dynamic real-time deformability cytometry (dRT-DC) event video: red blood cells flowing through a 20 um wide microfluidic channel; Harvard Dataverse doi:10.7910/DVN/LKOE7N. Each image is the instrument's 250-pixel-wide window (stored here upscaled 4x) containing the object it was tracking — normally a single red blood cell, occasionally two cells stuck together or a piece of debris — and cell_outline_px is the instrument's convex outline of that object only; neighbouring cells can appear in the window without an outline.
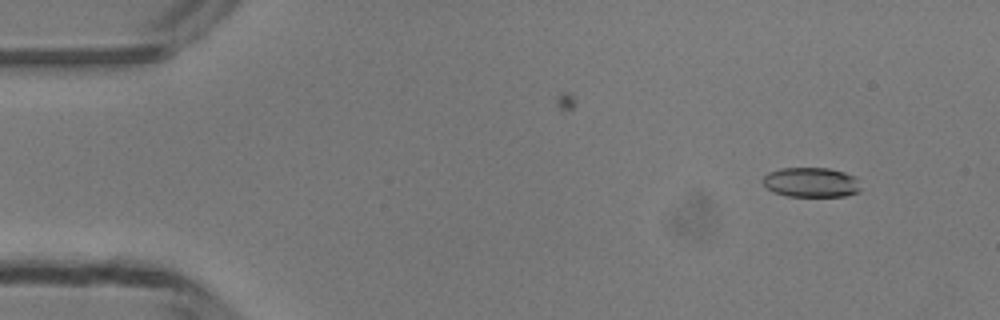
{"species": "common noctule bat (a hibernating species)", "species_latin": "Nyctalus noctula", "temperature_condition": "room temperature", "stored_images_in_passage": 48, "camera_frame_rate_fps": 3000, "um_per_image_px": 0.085, "animal": {"sex": "male", "body_mass_g": 13.3}, "frame": {"image": 1, "passage_image": 4, "time_ms": 1.0, "image_size_px": [1000, 320], "cell_outline_px": [[860, 192], [844, 196], [788, 196], [776, 192], [768, 188], [760, 180], [768, 172], [780, 168], [828, 168], [844, 172], [856, 176], [860, 188]], "centroid_in_image_um": [68.96, 15.49], "position_along_channel_um": 16.0, "area_um2": 16.99}}
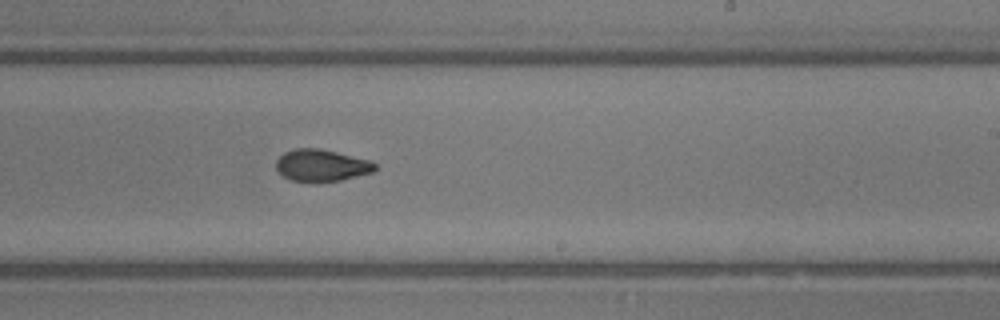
{"frame": {"image": 2, "passage_image": 29, "time_ms": 9.333, "image_size_px": [1000, 320], "cell_outline_px": [[376, 168], [372, 172], [340, 180], [316, 184], [312, 184], [292, 180], [284, 176], [276, 168], [276, 160], [284, 152], [292, 148], [320, 148], [372, 160], [376, 164]], "centroid_in_image_um": [27.32, 14.07], "position_along_channel_um": 261.7, "area_um2": 18.84}}
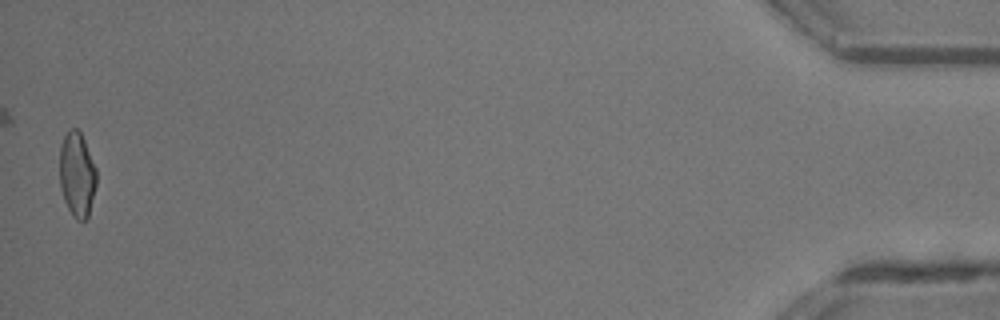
{"frame": {"image": 3, "passage_image": 48, "time_ms": 15.667, "image_size_px": [1000, 320], "cell_outline_px": [[96, 184], [88, 216], [84, 220], [76, 220], [72, 216], [64, 200], [60, 188], [60, 144], [64, 136], [72, 128], [76, 128], [80, 132], [84, 140], [96, 168]], "centroid_in_image_um": [6.53, 14.84], "position_along_channel_um": 428.7, "area_um2": 18.09}, "authors_computed_cell_mechanics": {"area_um2": 18.6694, "velocity_mm_per_s": 4.2108, "shape_relaxation_time_tau1_ms": 4.2578, "shape_relaxation_time_tau2_ms": 2.1645, "deformation_change_tau1": 0.1899, "deformation_change_tau2": 0.0774}}